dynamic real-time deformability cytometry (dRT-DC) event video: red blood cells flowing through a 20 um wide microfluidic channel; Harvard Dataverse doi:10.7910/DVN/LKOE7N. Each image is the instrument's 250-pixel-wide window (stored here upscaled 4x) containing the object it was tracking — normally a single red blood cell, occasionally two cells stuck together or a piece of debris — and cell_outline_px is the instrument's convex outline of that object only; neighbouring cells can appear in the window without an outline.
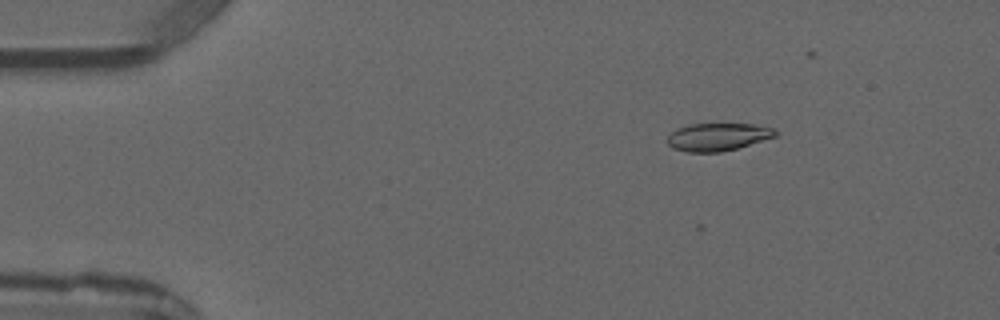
{"species": "common noctule bat (a hibernating species)", "species_latin": "Nyctalus noctula", "temperature_condition": "warm", "stored_images_in_passage": 4, "camera_frame_rate_fps": 3000, "um_per_image_px": 0.085, "animal": {"sex": "male", "forearm_length_mm": 52.5}, "frame": {"image": 1, "passage_image": 1, "time_ms": 0.0, "image_size_px": [1000, 320], "cell_outline_px": [[776, 136], [736, 148], [720, 152], [688, 152], [672, 148], [668, 144], [668, 136], [676, 128], [688, 124], [756, 124], [772, 128], [776, 132]], "centroid_in_image_um": [60.97, 11.63], "position_along_channel_um": 24.0, "area_um2": 17.28}}